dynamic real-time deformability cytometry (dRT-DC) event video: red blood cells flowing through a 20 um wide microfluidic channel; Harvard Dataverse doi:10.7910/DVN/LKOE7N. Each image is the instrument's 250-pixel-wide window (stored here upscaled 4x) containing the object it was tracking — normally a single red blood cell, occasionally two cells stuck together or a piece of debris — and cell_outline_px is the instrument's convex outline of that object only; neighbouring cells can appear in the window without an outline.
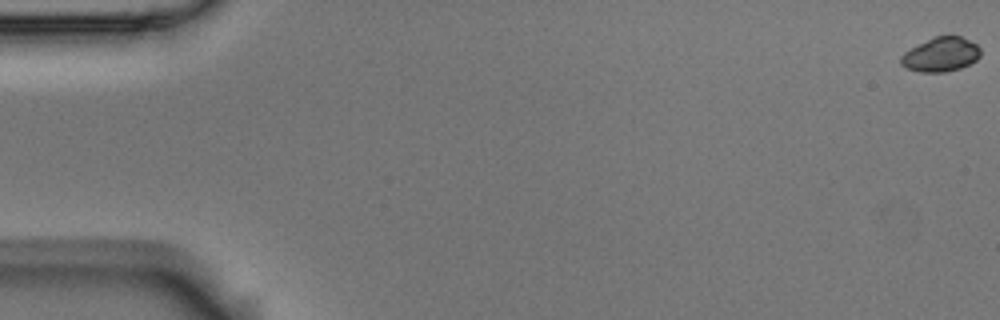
{"species": "Egyptian fruit bat (a non-hibernating species)", "species_latin": "Rousettus aegyptiacus", "temperature_condition": "room temperature", "stored_images_in_passage": 4, "camera_frame_rate_fps": 3000, "um_per_image_px": 0.085, "animal": {"sex": "male"}, "frame": {"image": 1, "passage_image": 1, "time_ms": 0.0, "image_size_px": [1000, 320], "cell_outline_px": [[980, 56], [976, 60], [960, 68], [944, 72], [920, 72], [908, 68], [900, 64], [900, 56], [904, 52], [936, 36], [960, 36], [976, 44], [980, 48]], "centroid_in_image_um": [79.97, 4.64], "position_along_channel_um": 5.0, "area_um2": 15.61}}